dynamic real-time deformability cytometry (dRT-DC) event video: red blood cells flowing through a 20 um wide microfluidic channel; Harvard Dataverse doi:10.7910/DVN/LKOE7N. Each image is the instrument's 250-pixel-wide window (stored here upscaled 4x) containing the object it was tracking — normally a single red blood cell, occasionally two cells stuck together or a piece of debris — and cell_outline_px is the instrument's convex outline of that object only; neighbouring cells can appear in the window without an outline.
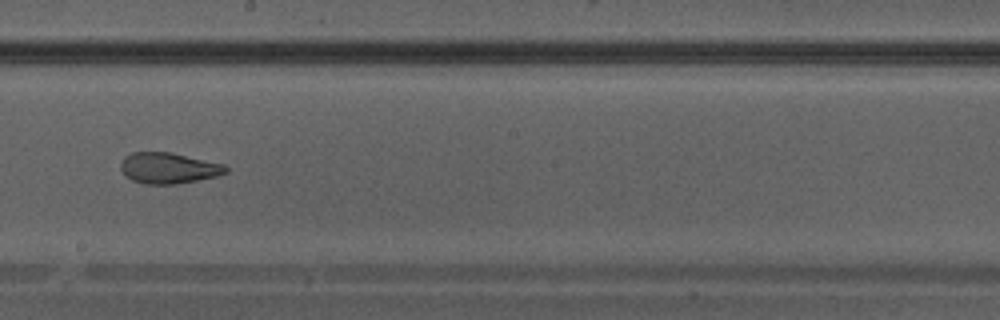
{"species": "Egyptian fruit bat (a non-hibernating species)", "species_latin": "Rousettus aegyptiacus", "temperature_condition": "warm", "stored_images_in_passage": 41, "camera_frame_rate_fps": 3000, "um_per_image_px": 0.085, "animal": {"sex": "male"}, "frame": {"image": 1, "passage_image": 24, "time_ms": 7.667, "image_size_px": [1000, 320], "cell_outline_px": [[228, 172], [216, 176], [176, 184], [144, 184], [132, 180], [120, 168], [120, 164], [124, 156], [132, 152], [172, 152], [224, 164], [228, 168]], "centroid_in_image_um": [14.33, 14.27], "position_along_channel_um": 233.9, "area_um2": 18.9}}